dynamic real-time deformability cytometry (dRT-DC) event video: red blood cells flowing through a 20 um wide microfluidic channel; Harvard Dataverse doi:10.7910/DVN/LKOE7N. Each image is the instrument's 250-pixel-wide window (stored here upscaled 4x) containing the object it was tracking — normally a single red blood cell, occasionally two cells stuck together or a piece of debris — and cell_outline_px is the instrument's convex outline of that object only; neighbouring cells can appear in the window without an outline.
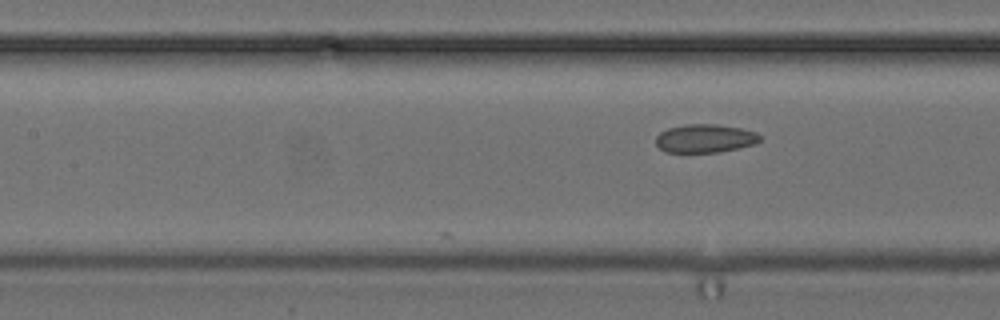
{"species": "common noctule bat (a hibernating species)", "species_latin": "Nyctalus noctula", "temperature_condition": "cold", "stored_images_in_passage": 4, "camera_frame_rate_fps": 3000, "um_per_image_px": 0.085, "animal": {"sex": "female", "body_mass_g": 24.6, "forearm_length_mm": 56.2}, "frame": {"image": 1, "passage_image": 4, "time_ms": 3.667, "image_size_px": [1000, 320], "cell_outline_px": [[760, 140], [756, 144], [740, 148], [720, 152], [664, 152], [656, 144], [656, 136], [660, 132], [668, 128], [684, 124], [716, 124], [740, 128], [756, 132], [760, 136]], "centroid_in_image_um": [59.92, 11.77], "position_along_channel_um": 147.5, "area_um2": 17.34}}